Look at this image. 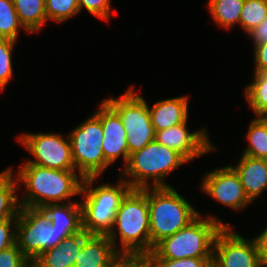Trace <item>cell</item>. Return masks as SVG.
I'll return each instance as SVG.
<instances>
[{
  "instance_id": "obj_2",
  "label": "cell",
  "mask_w": 267,
  "mask_h": 267,
  "mask_svg": "<svg viewBox=\"0 0 267 267\" xmlns=\"http://www.w3.org/2000/svg\"><path fill=\"white\" fill-rule=\"evenodd\" d=\"M76 171L56 170L24 163L17 171V182L25 185L20 207L42 208L47 204L64 203L80 194L83 177Z\"/></svg>"
},
{
  "instance_id": "obj_16",
  "label": "cell",
  "mask_w": 267,
  "mask_h": 267,
  "mask_svg": "<svg viewBox=\"0 0 267 267\" xmlns=\"http://www.w3.org/2000/svg\"><path fill=\"white\" fill-rule=\"evenodd\" d=\"M231 167L239 176L244 191L251 201L267 189V159L242 155L238 165Z\"/></svg>"
},
{
  "instance_id": "obj_31",
  "label": "cell",
  "mask_w": 267,
  "mask_h": 267,
  "mask_svg": "<svg viewBox=\"0 0 267 267\" xmlns=\"http://www.w3.org/2000/svg\"><path fill=\"white\" fill-rule=\"evenodd\" d=\"M79 10L86 9L101 20L111 18V0H78Z\"/></svg>"
},
{
  "instance_id": "obj_19",
  "label": "cell",
  "mask_w": 267,
  "mask_h": 267,
  "mask_svg": "<svg viewBox=\"0 0 267 267\" xmlns=\"http://www.w3.org/2000/svg\"><path fill=\"white\" fill-rule=\"evenodd\" d=\"M89 236L84 230L65 238L58 246L47 249L39 258L53 267H74L76 256Z\"/></svg>"
},
{
  "instance_id": "obj_22",
  "label": "cell",
  "mask_w": 267,
  "mask_h": 267,
  "mask_svg": "<svg viewBox=\"0 0 267 267\" xmlns=\"http://www.w3.org/2000/svg\"><path fill=\"white\" fill-rule=\"evenodd\" d=\"M245 0H209L208 10L220 27L226 30L239 23Z\"/></svg>"
},
{
  "instance_id": "obj_38",
  "label": "cell",
  "mask_w": 267,
  "mask_h": 267,
  "mask_svg": "<svg viewBox=\"0 0 267 267\" xmlns=\"http://www.w3.org/2000/svg\"><path fill=\"white\" fill-rule=\"evenodd\" d=\"M115 267H134V258H124Z\"/></svg>"
},
{
  "instance_id": "obj_12",
  "label": "cell",
  "mask_w": 267,
  "mask_h": 267,
  "mask_svg": "<svg viewBox=\"0 0 267 267\" xmlns=\"http://www.w3.org/2000/svg\"><path fill=\"white\" fill-rule=\"evenodd\" d=\"M200 186L212 199L233 210H243L252 202L246 195L239 176L230 165L205 174Z\"/></svg>"
},
{
  "instance_id": "obj_24",
  "label": "cell",
  "mask_w": 267,
  "mask_h": 267,
  "mask_svg": "<svg viewBox=\"0 0 267 267\" xmlns=\"http://www.w3.org/2000/svg\"><path fill=\"white\" fill-rule=\"evenodd\" d=\"M21 28L27 31L19 20L13 0H0V38L16 41Z\"/></svg>"
},
{
  "instance_id": "obj_11",
  "label": "cell",
  "mask_w": 267,
  "mask_h": 267,
  "mask_svg": "<svg viewBox=\"0 0 267 267\" xmlns=\"http://www.w3.org/2000/svg\"><path fill=\"white\" fill-rule=\"evenodd\" d=\"M231 228L224 226L216 235L212 267H266L254 240L243 238Z\"/></svg>"
},
{
  "instance_id": "obj_37",
  "label": "cell",
  "mask_w": 267,
  "mask_h": 267,
  "mask_svg": "<svg viewBox=\"0 0 267 267\" xmlns=\"http://www.w3.org/2000/svg\"><path fill=\"white\" fill-rule=\"evenodd\" d=\"M29 267H53L46 265L39 257H35L29 260Z\"/></svg>"
},
{
  "instance_id": "obj_1",
  "label": "cell",
  "mask_w": 267,
  "mask_h": 267,
  "mask_svg": "<svg viewBox=\"0 0 267 267\" xmlns=\"http://www.w3.org/2000/svg\"><path fill=\"white\" fill-rule=\"evenodd\" d=\"M116 226V229H115ZM120 249L117 248V231ZM123 258H146L150 254V216L147 188H131L116 212L113 228L107 235Z\"/></svg>"
},
{
  "instance_id": "obj_33",
  "label": "cell",
  "mask_w": 267,
  "mask_h": 267,
  "mask_svg": "<svg viewBox=\"0 0 267 267\" xmlns=\"http://www.w3.org/2000/svg\"><path fill=\"white\" fill-rule=\"evenodd\" d=\"M254 73L267 72V42L254 45Z\"/></svg>"
},
{
  "instance_id": "obj_39",
  "label": "cell",
  "mask_w": 267,
  "mask_h": 267,
  "mask_svg": "<svg viewBox=\"0 0 267 267\" xmlns=\"http://www.w3.org/2000/svg\"><path fill=\"white\" fill-rule=\"evenodd\" d=\"M256 119H258L267 128V109L260 111L256 115Z\"/></svg>"
},
{
  "instance_id": "obj_32",
  "label": "cell",
  "mask_w": 267,
  "mask_h": 267,
  "mask_svg": "<svg viewBox=\"0 0 267 267\" xmlns=\"http://www.w3.org/2000/svg\"><path fill=\"white\" fill-rule=\"evenodd\" d=\"M16 225L17 219L0 221V251L9 248L16 243Z\"/></svg>"
},
{
  "instance_id": "obj_27",
  "label": "cell",
  "mask_w": 267,
  "mask_h": 267,
  "mask_svg": "<svg viewBox=\"0 0 267 267\" xmlns=\"http://www.w3.org/2000/svg\"><path fill=\"white\" fill-rule=\"evenodd\" d=\"M48 20L64 22L80 12L78 0H45Z\"/></svg>"
},
{
  "instance_id": "obj_20",
  "label": "cell",
  "mask_w": 267,
  "mask_h": 267,
  "mask_svg": "<svg viewBox=\"0 0 267 267\" xmlns=\"http://www.w3.org/2000/svg\"><path fill=\"white\" fill-rule=\"evenodd\" d=\"M12 171V168H8L0 172V221L17 219L20 208V198L16 195L19 184Z\"/></svg>"
},
{
  "instance_id": "obj_13",
  "label": "cell",
  "mask_w": 267,
  "mask_h": 267,
  "mask_svg": "<svg viewBox=\"0 0 267 267\" xmlns=\"http://www.w3.org/2000/svg\"><path fill=\"white\" fill-rule=\"evenodd\" d=\"M155 140L179 152L187 161L216 149L205 129L190 132L187 129V121L155 132Z\"/></svg>"
},
{
  "instance_id": "obj_34",
  "label": "cell",
  "mask_w": 267,
  "mask_h": 267,
  "mask_svg": "<svg viewBox=\"0 0 267 267\" xmlns=\"http://www.w3.org/2000/svg\"><path fill=\"white\" fill-rule=\"evenodd\" d=\"M254 242L262 263L267 267V228L254 237Z\"/></svg>"
},
{
  "instance_id": "obj_4",
  "label": "cell",
  "mask_w": 267,
  "mask_h": 267,
  "mask_svg": "<svg viewBox=\"0 0 267 267\" xmlns=\"http://www.w3.org/2000/svg\"><path fill=\"white\" fill-rule=\"evenodd\" d=\"M150 216V253L154 247L193 221L200 213L175 189L147 188Z\"/></svg>"
},
{
  "instance_id": "obj_30",
  "label": "cell",
  "mask_w": 267,
  "mask_h": 267,
  "mask_svg": "<svg viewBox=\"0 0 267 267\" xmlns=\"http://www.w3.org/2000/svg\"><path fill=\"white\" fill-rule=\"evenodd\" d=\"M0 267H29V259L15 243L13 246L0 251Z\"/></svg>"
},
{
  "instance_id": "obj_9",
  "label": "cell",
  "mask_w": 267,
  "mask_h": 267,
  "mask_svg": "<svg viewBox=\"0 0 267 267\" xmlns=\"http://www.w3.org/2000/svg\"><path fill=\"white\" fill-rule=\"evenodd\" d=\"M104 101L119 115L127 134L129 155L141 150L155 140V130L146 100L128 88L119 98H107Z\"/></svg>"
},
{
  "instance_id": "obj_10",
  "label": "cell",
  "mask_w": 267,
  "mask_h": 267,
  "mask_svg": "<svg viewBox=\"0 0 267 267\" xmlns=\"http://www.w3.org/2000/svg\"><path fill=\"white\" fill-rule=\"evenodd\" d=\"M18 139L34 157L24 163L56 170L76 171L69 135L64 138L56 133H24Z\"/></svg>"
},
{
  "instance_id": "obj_6",
  "label": "cell",
  "mask_w": 267,
  "mask_h": 267,
  "mask_svg": "<svg viewBox=\"0 0 267 267\" xmlns=\"http://www.w3.org/2000/svg\"><path fill=\"white\" fill-rule=\"evenodd\" d=\"M95 180L96 177H87L82 181L83 230L89 235H108L120 203L131 187L124 179L116 185L103 183L93 187Z\"/></svg>"
},
{
  "instance_id": "obj_23",
  "label": "cell",
  "mask_w": 267,
  "mask_h": 267,
  "mask_svg": "<svg viewBox=\"0 0 267 267\" xmlns=\"http://www.w3.org/2000/svg\"><path fill=\"white\" fill-rule=\"evenodd\" d=\"M247 132L248 146L244 149L243 155L267 159V128L258 119L254 118Z\"/></svg>"
},
{
  "instance_id": "obj_3",
  "label": "cell",
  "mask_w": 267,
  "mask_h": 267,
  "mask_svg": "<svg viewBox=\"0 0 267 267\" xmlns=\"http://www.w3.org/2000/svg\"><path fill=\"white\" fill-rule=\"evenodd\" d=\"M230 226L216 216L199 214L183 229L164 238L146 257L147 259H183L213 257V245L218 232Z\"/></svg>"
},
{
  "instance_id": "obj_5",
  "label": "cell",
  "mask_w": 267,
  "mask_h": 267,
  "mask_svg": "<svg viewBox=\"0 0 267 267\" xmlns=\"http://www.w3.org/2000/svg\"><path fill=\"white\" fill-rule=\"evenodd\" d=\"M187 162L179 152L153 140L141 150L130 154L120 175L131 178L122 179L133 189L170 187L164 182L165 177ZM149 179H153V185Z\"/></svg>"
},
{
  "instance_id": "obj_18",
  "label": "cell",
  "mask_w": 267,
  "mask_h": 267,
  "mask_svg": "<svg viewBox=\"0 0 267 267\" xmlns=\"http://www.w3.org/2000/svg\"><path fill=\"white\" fill-rule=\"evenodd\" d=\"M42 209L49 216L52 228L63 233H78L83 230L81 202L47 204Z\"/></svg>"
},
{
  "instance_id": "obj_8",
  "label": "cell",
  "mask_w": 267,
  "mask_h": 267,
  "mask_svg": "<svg viewBox=\"0 0 267 267\" xmlns=\"http://www.w3.org/2000/svg\"><path fill=\"white\" fill-rule=\"evenodd\" d=\"M68 135L77 174L83 178L100 177L110 166L102 151L101 121L93 114Z\"/></svg>"
},
{
  "instance_id": "obj_28",
  "label": "cell",
  "mask_w": 267,
  "mask_h": 267,
  "mask_svg": "<svg viewBox=\"0 0 267 267\" xmlns=\"http://www.w3.org/2000/svg\"><path fill=\"white\" fill-rule=\"evenodd\" d=\"M16 41L0 38V90L3 91L13 77L11 55Z\"/></svg>"
},
{
  "instance_id": "obj_17",
  "label": "cell",
  "mask_w": 267,
  "mask_h": 267,
  "mask_svg": "<svg viewBox=\"0 0 267 267\" xmlns=\"http://www.w3.org/2000/svg\"><path fill=\"white\" fill-rule=\"evenodd\" d=\"M188 97L180 96L159 100L150 108L151 122L155 132L188 121Z\"/></svg>"
},
{
  "instance_id": "obj_7",
  "label": "cell",
  "mask_w": 267,
  "mask_h": 267,
  "mask_svg": "<svg viewBox=\"0 0 267 267\" xmlns=\"http://www.w3.org/2000/svg\"><path fill=\"white\" fill-rule=\"evenodd\" d=\"M76 233H63L52 228L49 216L42 208L20 207L17 214L16 243L30 260L58 246L65 238Z\"/></svg>"
},
{
  "instance_id": "obj_36",
  "label": "cell",
  "mask_w": 267,
  "mask_h": 267,
  "mask_svg": "<svg viewBox=\"0 0 267 267\" xmlns=\"http://www.w3.org/2000/svg\"><path fill=\"white\" fill-rule=\"evenodd\" d=\"M134 267H155L147 258H134Z\"/></svg>"
},
{
  "instance_id": "obj_15",
  "label": "cell",
  "mask_w": 267,
  "mask_h": 267,
  "mask_svg": "<svg viewBox=\"0 0 267 267\" xmlns=\"http://www.w3.org/2000/svg\"><path fill=\"white\" fill-rule=\"evenodd\" d=\"M123 259L107 235H89L74 267H115Z\"/></svg>"
},
{
  "instance_id": "obj_14",
  "label": "cell",
  "mask_w": 267,
  "mask_h": 267,
  "mask_svg": "<svg viewBox=\"0 0 267 267\" xmlns=\"http://www.w3.org/2000/svg\"><path fill=\"white\" fill-rule=\"evenodd\" d=\"M94 115L103 129L102 151L105 160L112 165L120 156L126 165L129 159L127 134L119 115L103 100Z\"/></svg>"
},
{
  "instance_id": "obj_29",
  "label": "cell",
  "mask_w": 267,
  "mask_h": 267,
  "mask_svg": "<svg viewBox=\"0 0 267 267\" xmlns=\"http://www.w3.org/2000/svg\"><path fill=\"white\" fill-rule=\"evenodd\" d=\"M148 260L155 267H212L213 257Z\"/></svg>"
},
{
  "instance_id": "obj_25",
  "label": "cell",
  "mask_w": 267,
  "mask_h": 267,
  "mask_svg": "<svg viewBox=\"0 0 267 267\" xmlns=\"http://www.w3.org/2000/svg\"><path fill=\"white\" fill-rule=\"evenodd\" d=\"M267 18V0H245L239 25L249 34Z\"/></svg>"
},
{
  "instance_id": "obj_35",
  "label": "cell",
  "mask_w": 267,
  "mask_h": 267,
  "mask_svg": "<svg viewBox=\"0 0 267 267\" xmlns=\"http://www.w3.org/2000/svg\"><path fill=\"white\" fill-rule=\"evenodd\" d=\"M248 36L251 37L254 45L267 42V18L255 29H253Z\"/></svg>"
},
{
  "instance_id": "obj_26",
  "label": "cell",
  "mask_w": 267,
  "mask_h": 267,
  "mask_svg": "<svg viewBox=\"0 0 267 267\" xmlns=\"http://www.w3.org/2000/svg\"><path fill=\"white\" fill-rule=\"evenodd\" d=\"M245 89L247 102L255 115L267 109V72L254 73L253 83Z\"/></svg>"
},
{
  "instance_id": "obj_21",
  "label": "cell",
  "mask_w": 267,
  "mask_h": 267,
  "mask_svg": "<svg viewBox=\"0 0 267 267\" xmlns=\"http://www.w3.org/2000/svg\"><path fill=\"white\" fill-rule=\"evenodd\" d=\"M19 20L28 33H36L47 21L45 0H13Z\"/></svg>"
}]
</instances>
